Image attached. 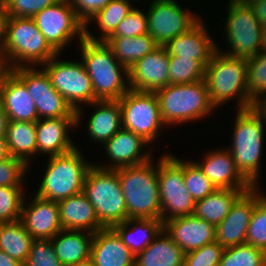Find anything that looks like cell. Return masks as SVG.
Masks as SVG:
<instances>
[{"instance_id": "cell-1", "label": "cell", "mask_w": 266, "mask_h": 266, "mask_svg": "<svg viewBox=\"0 0 266 266\" xmlns=\"http://www.w3.org/2000/svg\"><path fill=\"white\" fill-rule=\"evenodd\" d=\"M236 114L229 151L240 174L253 187H258L266 114L260 106L237 110Z\"/></svg>"}, {"instance_id": "cell-2", "label": "cell", "mask_w": 266, "mask_h": 266, "mask_svg": "<svg viewBox=\"0 0 266 266\" xmlns=\"http://www.w3.org/2000/svg\"><path fill=\"white\" fill-rule=\"evenodd\" d=\"M204 81L210 102L216 110L233 98L238 100V110L258 106L248 96L247 59L216 51L205 68Z\"/></svg>"}, {"instance_id": "cell-3", "label": "cell", "mask_w": 266, "mask_h": 266, "mask_svg": "<svg viewBox=\"0 0 266 266\" xmlns=\"http://www.w3.org/2000/svg\"><path fill=\"white\" fill-rule=\"evenodd\" d=\"M80 48L81 61L91 79L95 98L119 100L129 90L126 83L128 70L118 62L104 41H91L84 37Z\"/></svg>"}, {"instance_id": "cell-4", "label": "cell", "mask_w": 266, "mask_h": 266, "mask_svg": "<svg viewBox=\"0 0 266 266\" xmlns=\"http://www.w3.org/2000/svg\"><path fill=\"white\" fill-rule=\"evenodd\" d=\"M128 218L159 219L162 208L158 187V164L152 160L117 169Z\"/></svg>"}, {"instance_id": "cell-5", "label": "cell", "mask_w": 266, "mask_h": 266, "mask_svg": "<svg viewBox=\"0 0 266 266\" xmlns=\"http://www.w3.org/2000/svg\"><path fill=\"white\" fill-rule=\"evenodd\" d=\"M155 94L166 126L207 118V115L216 109L210 102L204 80L169 84L155 91Z\"/></svg>"}, {"instance_id": "cell-6", "label": "cell", "mask_w": 266, "mask_h": 266, "mask_svg": "<svg viewBox=\"0 0 266 266\" xmlns=\"http://www.w3.org/2000/svg\"><path fill=\"white\" fill-rule=\"evenodd\" d=\"M2 53L12 69L31 67L33 64L41 66L58 55L39 31L33 18L10 16Z\"/></svg>"}, {"instance_id": "cell-7", "label": "cell", "mask_w": 266, "mask_h": 266, "mask_svg": "<svg viewBox=\"0 0 266 266\" xmlns=\"http://www.w3.org/2000/svg\"><path fill=\"white\" fill-rule=\"evenodd\" d=\"M83 193L94 206L96 216L104 228H112L128 219L117 169L92 165L85 176Z\"/></svg>"}, {"instance_id": "cell-8", "label": "cell", "mask_w": 266, "mask_h": 266, "mask_svg": "<svg viewBox=\"0 0 266 266\" xmlns=\"http://www.w3.org/2000/svg\"><path fill=\"white\" fill-rule=\"evenodd\" d=\"M76 147L73 151L49 157L36 196L58 202L83 192L88 169L93 165Z\"/></svg>"}, {"instance_id": "cell-9", "label": "cell", "mask_w": 266, "mask_h": 266, "mask_svg": "<svg viewBox=\"0 0 266 266\" xmlns=\"http://www.w3.org/2000/svg\"><path fill=\"white\" fill-rule=\"evenodd\" d=\"M226 17L225 36L230 44L223 52L234 58L249 59L255 57L262 49V26L251 7L240 0H229Z\"/></svg>"}, {"instance_id": "cell-10", "label": "cell", "mask_w": 266, "mask_h": 266, "mask_svg": "<svg viewBox=\"0 0 266 266\" xmlns=\"http://www.w3.org/2000/svg\"><path fill=\"white\" fill-rule=\"evenodd\" d=\"M162 156L158 161V187L161 221L164 223L176 217L193 215L196 202L184 184L183 160L171 154Z\"/></svg>"}, {"instance_id": "cell-11", "label": "cell", "mask_w": 266, "mask_h": 266, "mask_svg": "<svg viewBox=\"0 0 266 266\" xmlns=\"http://www.w3.org/2000/svg\"><path fill=\"white\" fill-rule=\"evenodd\" d=\"M59 55L41 66L49 75L51 85L76 111V124H79L82 113L80 104H92L97 99L83 63L62 61L57 58Z\"/></svg>"}, {"instance_id": "cell-12", "label": "cell", "mask_w": 266, "mask_h": 266, "mask_svg": "<svg viewBox=\"0 0 266 266\" xmlns=\"http://www.w3.org/2000/svg\"><path fill=\"white\" fill-rule=\"evenodd\" d=\"M122 128L152 143L163 125L159 102L155 92L129 89L119 100Z\"/></svg>"}, {"instance_id": "cell-13", "label": "cell", "mask_w": 266, "mask_h": 266, "mask_svg": "<svg viewBox=\"0 0 266 266\" xmlns=\"http://www.w3.org/2000/svg\"><path fill=\"white\" fill-rule=\"evenodd\" d=\"M39 31L50 46L60 54L77 35L79 43L85 37V25L76 16L67 0H59L33 17Z\"/></svg>"}, {"instance_id": "cell-14", "label": "cell", "mask_w": 266, "mask_h": 266, "mask_svg": "<svg viewBox=\"0 0 266 266\" xmlns=\"http://www.w3.org/2000/svg\"><path fill=\"white\" fill-rule=\"evenodd\" d=\"M36 68L34 66L18 67L12 69V72L26 85L34 101L38 119L76 117V111L51 85L46 71Z\"/></svg>"}, {"instance_id": "cell-15", "label": "cell", "mask_w": 266, "mask_h": 266, "mask_svg": "<svg viewBox=\"0 0 266 266\" xmlns=\"http://www.w3.org/2000/svg\"><path fill=\"white\" fill-rule=\"evenodd\" d=\"M146 11L148 34L159 45L186 33L201 18L181 8L176 0H153Z\"/></svg>"}, {"instance_id": "cell-16", "label": "cell", "mask_w": 266, "mask_h": 266, "mask_svg": "<svg viewBox=\"0 0 266 266\" xmlns=\"http://www.w3.org/2000/svg\"><path fill=\"white\" fill-rule=\"evenodd\" d=\"M257 204V187L243 192L233 203L228 215L216 225L215 241L223 248L246 243L249 222Z\"/></svg>"}, {"instance_id": "cell-17", "label": "cell", "mask_w": 266, "mask_h": 266, "mask_svg": "<svg viewBox=\"0 0 266 266\" xmlns=\"http://www.w3.org/2000/svg\"><path fill=\"white\" fill-rule=\"evenodd\" d=\"M169 54L164 46L135 62L128 69L129 89L155 92L169 85Z\"/></svg>"}, {"instance_id": "cell-18", "label": "cell", "mask_w": 266, "mask_h": 266, "mask_svg": "<svg viewBox=\"0 0 266 266\" xmlns=\"http://www.w3.org/2000/svg\"><path fill=\"white\" fill-rule=\"evenodd\" d=\"M163 229L185 253L215 241L216 226L194 215L170 219Z\"/></svg>"}, {"instance_id": "cell-19", "label": "cell", "mask_w": 266, "mask_h": 266, "mask_svg": "<svg viewBox=\"0 0 266 266\" xmlns=\"http://www.w3.org/2000/svg\"><path fill=\"white\" fill-rule=\"evenodd\" d=\"M30 204L23 201L21 222L27 232L37 240L52 239L63 228L58 203L34 196ZM29 206V207H25Z\"/></svg>"}, {"instance_id": "cell-20", "label": "cell", "mask_w": 266, "mask_h": 266, "mask_svg": "<svg viewBox=\"0 0 266 266\" xmlns=\"http://www.w3.org/2000/svg\"><path fill=\"white\" fill-rule=\"evenodd\" d=\"M149 143L134 132L121 128L112 138L103 144L111 160L106 166L96 165L103 169H118L145 163L152 159L149 153H142L144 146ZM113 163V164H112Z\"/></svg>"}, {"instance_id": "cell-21", "label": "cell", "mask_w": 266, "mask_h": 266, "mask_svg": "<svg viewBox=\"0 0 266 266\" xmlns=\"http://www.w3.org/2000/svg\"><path fill=\"white\" fill-rule=\"evenodd\" d=\"M75 126H77L76 117L38 119L36 121L37 155L46 153L52 157L73 151L77 146L72 142L68 132Z\"/></svg>"}, {"instance_id": "cell-22", "label": "cell", "mask_w": 266, "mask_h": 266, "mask_svg": "<svg viewBox=\"0 0 266 266\" xmlns=\"http://www.w3.org/2000/svg\"><path fill=\"white\" fill-rule=\"evenodd\" d=\"M229 149L210 151L202 162L196 163L216 189H251L253 186L237 170Z\"/></svg>"}, {"instance_id": "cell-23", "label": "cell", "mask_w": 266, "mask_h": 266, "mask_svg": "<svg viewBox=\"0 0 266 266\" xmlns=\"http://www.w3.org/2000/svg\"><path fill=\"white\" fill-rule=\"evenodd\" d=\"M203 21L200 20L186 33L169 40L164 47L169 56L198 60L205 68L217 51V43L211 39Z\"/></svg>"}, {"instance_id": "cell-24", "label": "cell", "mask_w": 266, "mask_h": 266, "mask_svg": "<svg viewBox=\"0 0 266 266\" xmlns=\"http://www.w3.org/2000/svg\"><path fill=\"white\" fill-rule=\"evenodd\" d=\"M90 261L94 266H135V255L113 228L94 233Z\"/></svg>"}, {"instance_id": "cell-25", "label": "cell", "mask_w": 266, "mask_h": 266, "mask_svg": "<svg viewBox=\"0 0 266 266\" xmlns=\"http://www.w3.org/2000/svg\"><path fill=\"white\" fill-rule=\"evenodd\" d=\"M0 104L9 121L36 122L38 113L26 85L11 72L0 90Z\"/></svg>"}, {"instance_id": "cell-26", "label": "cell", "mask_w": 266, "mask_h": 266, "mask_svg": "<svg viewBox=\"0 0 266 266\" xmlns=\"http://www.w3.org/2000/svg\"><path fill=\"white\" fill-rule=\"evenodd\" d=\"M62 228L95 233L104 228L95 213L94 206L82 192L57 202Z\"/></svg>"}, {"instance_id": "cell-27", "label": "cell", "mask_w": 266, "mask_h": 266, "mask_svg": "<svg viewBox=\"0 0 266 266\" xmlns=\"http://www.w3.org/2000/svg\"><path fill=\"white\" fill-rule=\"evenodd\" d=\"M93 236L88 231L62 229L51 241L59 261L68 266L90 260Z\"/></svg>"}, {"instance_id": "cell-28", "label": "cell", "mask_w": 266, "mask_h": 266, "mask_svg": "<svg viewBox=\"0 0 266 266\" xmlns=\"http://www.w3.org/2000/svg\"><path fill=\"white\" fill-rule=\"evenodd\" d=\"M96 110L89 117L87 132L92 141L104 144L122 128L121 108L118 100H96Z\"/></svg>"}, {"instance_id": "cell-29", "label": "cell", "mask_w": 266, "mask_h": 266, "mask_svg": "<svg viewBox=\"0 0 266 266\" xmlns=\"http://www.w3.org/2000/svg\"><path fill=\"white\" fill-rule=\"evenodd\" d=\"M185 252L164 229L142 252L135 256V266H183Z\"/></svg>"}, {"instance_id": "cell-30", "label": "cell", "mask_w": 266, "mask_h": 266, "mask_svg": "<svg viewBox=\"0 0 266 266\" xmlns=\"http://www.w3.org/2000/svg\"><path fill=\"white\" fill-rule=\"evenodd\" d=\"M130 225L133 226L132 229ZM112 228L118 233L122 242L136 256L147 248L160 233L163 229V222L159 219L128 218ZM134 234L139 235L136 237Z\"/></svg>"}, {"instance_id": "cell-31", "label": "cell", "mask_w": 266, "mask_h": 266, "mask_svg": "<svg viewBox=\"0 0 266 266\" xmlns=\"http://www.w3.org/2000/svg\"><path fill=\"white\" fill-rule=\"evenodd\" d=\"M246 191L248 190L215 189L205 198L196 201L193 215L216 226L228 215L236 199Z\"/></svg>"}, {"instance_id": "cell-32", "label": "cell", "mask_w": 266, "mask_h": 266, "mask_svg": "<svg viewBox=\"0 0 266 266\" xmlns=\"http://www.w3.org/2000/svg\"><path fill=\"white\" fill-rule=\"evenodd\" d=\"M104 42L127 70L159 46L149 34L135 37H108Z\"/></svg>"}, {"instance_id": "cell-33", "label": "cell", "mask_w": 266, "mask_h": 266, "mask_svg": "<svg viewBox=\"0 0 266 266\" xmlns=\"http://www.w3.org/2000/svg\"><path fill=\"white\" fill-rule=\"evenodd\" d=\"M5 138L10 156L29 166V158L37 154L36 122L9 121Z\"/></svg>"}, {"instance_id": "cell-34", "label": "cell", "mask_w": 266, "mask_h": 266, "mask_svg": "<svg viewBox=\"0 0 266 266\" xmlns=\"http://www.w3.org/2000/svg\"><path fill=\"white\" fill-rule=\"evenodd\" d=\"M35 239L27 232L21 220L0 223V250L24 264Z\"/></svg>"}, {"instance_id": "cell-35", "label": "cell", "mask_w": 266, "mask_h": 266, "mask_svg": "<svg viewBox=\"0 0 266 266\" xmlns=\"http://www.w3.org/2000/svg\"><path fill=\"white\" fill-rule=\"evenodd\" d=\"M131 3L125 0H112L105 8L98 12L89 22L85 25V38L91 41H105L116 30L118 24L128 15L132 10ZM97 23L101 33V37L96 38L88 30V24L91 22Z\"/></svg>"}, {"instance_id": "cell-36", "label": "cell", "mask_w": 266, "mask_h": 266, "mask_svg": "<svg viewBox=\"0 0 266 266\" xmlns=\"http://www.w3.org/2000/svg\"><path fill=\"white\" fill-rule=\"evenodd\" d=\"M247 85L248 96L258 106L266 101V51L247 60Z\"/></svg>"}, {"instance_id": "cell-37", "label": "cell", "mask_w": 266, "mask_h": 266, "mask_svg": "<svg viewBox=\"0 0 266 266\" xmlns=\"http://www.w3.org/2000/svg\"><path fill=\"white\" fill-rule=\"evenodd\" d=\"M219 266H266V252L246 243L224 248Z\"/></svg>"}, {"instance_id": "cell-38", "label": "cell", "mask_w": 266, "mask_h": 266, "mask_svg": "<svg viewBox=\"0 0 266 266\" xmlns=\"http://www.w3.org/2000/svg\"><path fill=\"white\" fill-rule=\"evenodd\" d=\"M169 84H185L204 80L205 67L192 58L169 56Z\"/></svg>"}, {"instance_id": "cell-39", "label": "cell", "mask_w": 266, "mask_h": 266, "mask_svg": "<svg viewBox=\"0 0 266 266\" xmlns=\"http://www.w3.org/2000/svg\"><path fill=\"white\" fill-rule=\"evenodd\" d=\"M246 244L260 248L266 252V195L257 187V204L249 222Z\"/></svg>"}, {"instance_id": "cell-40", "label": "cell", "mask_w": 266, "mask_h": 266, "mask_svg": "<svg viewBox=\"0 0 266 266\" xmlns=\"http://www.w3.org/2000/svg\"><path fill=\"white\" fill-rule=\"evenodd\" d=\"M183 176L185 187L195 202L205 198L216 189L195 161H183Z\"/></svg>"}, {"instance_id": "cell-41", "label": "cell", "mask_w": 266, "mask_h": 266, "mask_svg": "<svg viewBox=\"0 0 266 266\" xmlns=\"http://www.w3.org/2000/svg\"><path fill=\"white\" fill-rule=\"evenodd\" d=\"M23 186H0V223L20 220L25 201Z\"/></svg>"}, {"instance_id": "cell-42", "label": "cell", "mask_w": 266, "mask_h": 266, "mask_svg": "<svg viewBox=\"0 0 266 266\" xmlns=\"http://www.w3.org/2000/svg\"><path fill=\"white\" fill-rule=\"evenodd\" d=\"M22 266H64L56 256L51 239H35Z\"/></svg>"}, {"instance_id": "cell-43", "label": "cell", "mask_w": 266, "mask_h": 266, "mask_svg": "<svg viewBox=\"0 0 266 266\" xmlns=\"http://www.w3.org/2000/svg\"><path fill=\"white\" fill-rule=\"evenodd\" d=\"M144 34H148L147 15L133 7L110 37H135Z\"/></svg>"}, {"instance_id": "cell-44", "label": "cell", "mask_w": 266, "mask_h": 266, "mask_svg": "<svg viewBox=\"0 0 266 266\" xmlns=\"http://www.w3.org/2000/svg\"><path fill=\"white\" fill-rule=\"evenodd\" d=\"M224 248L216 241L185 253L183 266H219Z\"/></svg>"}, {"instance_id": "cell-45", "label": "cell", "mask_w": 266, "mask_h": 266, "mask_svg": "<svg viewBox=\"0 0 266 266\" xmlns=\"http://www.w3.org/2000/svg\"><path fill=\"white\" fill-rule=\"evenodd\" d=\"M29 167L22 159L12 156L1 160L0 186H22L23 178Z\"/></svg>"}, {"instance_id": "cell-46", "label": "cell", "mask_w": 266, "mask_h": 266, "mask_svg": "<svg viewBox=\"0 0 266 266\" xmlns=\"http://www.w3.org/2000/svg\"><path fill=\"white\" fill-rule=\"evenodd\" d=\"M59 0H4L10 17L32 18L44 8Z\"/></svg>"}, {"instance_id": "cell-47", "label": "cell", "mask_w": 266, "mask_h": 266, "mask_svg": "<svg viewBox=\"0 0 266 266\" xmlns=\"http://www.w3.org/2000/svg\"><path fill=\"white\" fill-rule=\"evenodd\" d=\"M75 10L78 19L86 25L98 12L112 0H67Z\"/></svg>"}, {"instance_id": "cell-48", "label": "cell", "mask_w": 266, "mask_h": 266, "mask_svg": "<svg viewBox=\"0 0 266 266\" xmlns=\"http://www.w3.org/2000/svg\"><path fill=\"white\" fill-rule=\"evenodd\" d=\"M8 18L9 15L6 4L4 3V1H0V52H2L6 40Z\"/></svg>"}, {"instance_id": "cell-49", "label": "cell", "mask_w": 266, "mask_h": 266, "mask_svg": "<svg viewBox=\"0 0 266 266\" xmlns=\"http://www.w3.org/2000/svg\"><path fill=\"white\" fill-rule=\"evenodd\" d=\"M245 4L251 7L257 20L261 23V26L266 27V0Z\"/></svg>"}, {"instance_id": "cell-50", "label": "cell", "mask_w": 266, "mask_h": 266, "mask_svg": "<svg viewBox=\"0 0 266 266\" xmlns=\"http://www.w3.org/2000/svg\"><path fill=\"white\" fill-rule=\"evenodd\" d=\"M12 72L7 57L0 52V90L3 87L6 77Z\"/></svg>"}, {"instance_id": "cell-51", "label": "cell", "mask_w": 266, "mask_h": 266, "mask_svg": "<svg viewBox=\"0 0 266 266\" xmlns=\"http://www.w3.org/2000/svg\"><path fill=\"white\" fill-rule=\"evenodd\" d=\"M8 123H9V117L7 116L5 110L0 104V138H5Z\"/></svg>"}, {"instance_id": "cell-52", "label": "cell", "mask_w": 266, "mask_h": 266, "mask_svg": "<svg viewBox=\"0 0 266 266\" xmlns=\"http://www.w3.org/2000/svg\"><path fill=\"white\" fill-rule=\"evenodd\" d=\"M0 266H22V264L13 259L8 253L0 250Z\"/></svg>"}, {"instance_id": "cell-53", "label": "cell", "mask_w": 266, "mask_h": 266, "mask_svg": "<svg viewBox=\"0 0 266 266\" xmlns=\"http://www.w3.org/2000/svg\"><path fill=\"white\" fill-rule=\"evenodd\" d=\"M10 157L6 138H0V161Z\"/></svg>"}, {"instance_id": "cell-54", "label": "cell", "mask_w": 266, "mask_h": 266, "mask_svg": "<svg viewBox=\"0 0 266 266\" xmlns=\"http://www.w3.org/2000/svg\"><path fill=\"white\" fill-rule=\"evenodd\" d=\"M262 51H266V27H262Z\"/></svg>"}, {"instance_id": "cell-55", "label": "cell", "mask_w": 266, "mask_h": 266, "mask_svg": "<svg viewBox=\"0 0 266 266\" xmlns=\"http://www.w3.org/2000/svg\"><path fill=\"white\" fill-rule=\"evenodd\" d=\"M68 266H94V265L89 260V261L81 263V264H73V265H68Z\"/></svg>"}, {"instance_id": "cell-56", "label": "cell", "mask_w": 266, "mask_h": 266, "mask_svg": "<svg viewBox=\"0 0 266 266\" xmlns=\"http://www.w3.org/2000/svg\"><path fill=\"white\" fill-rule=\"evenodd\" d=\"M240 1H242L243 3H253L256 1H264V0H240Z\"/></svg>"}, {"instance_id": "cell-57", "label": "cell", "mask_w": 266, "mask_h": 266, "mask_svg": "<svg viewBox=\"0 0 266 266\" xmlns=\"http://www.w3.org/2000/svg\"><path fill=\"white\" fill-rule=\"evenodd\" d=\"M259 106L263 109V111L266 114V101H264L263 103H261Z\"/></svg>"}, {"instance_id": "cell-58", "label": "cell", "mask_w": 266, "mask_h": 266, "mask_svg": "<svg viewBox=\"0 0 266 266\" xmlns=\"http://www.w3.org/2000/svg\"><path fill=\"white\" fill-rule=\"evenodd\" d=\"M125 1H128L129 3H131L132 4V2L134 1V2H137V1H139V0H125ZM131 1V2H130ZM141 1V0H140Z\"/></svg>"}]
</instances>
